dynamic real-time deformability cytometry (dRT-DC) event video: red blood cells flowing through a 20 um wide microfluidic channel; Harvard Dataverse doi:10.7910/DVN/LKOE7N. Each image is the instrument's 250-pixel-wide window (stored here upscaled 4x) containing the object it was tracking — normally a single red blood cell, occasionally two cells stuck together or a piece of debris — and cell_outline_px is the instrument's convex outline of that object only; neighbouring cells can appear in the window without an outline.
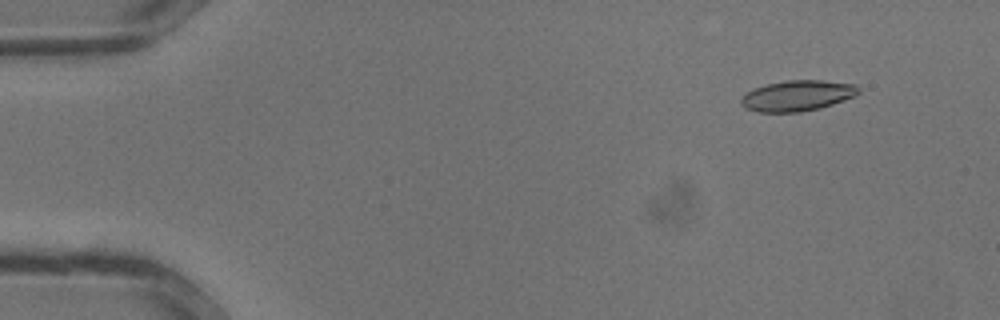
{"species": "common noctule bat (a hibernating species)", "species_latin": "Nyctalus noctula", "temperature_condition": "warm", "stored_images_in_passage": 34, "camera_frame_rate_fps": 3000, "um_per_image_px": 0.085, "animal": {"sex": "male", "body_mass_g": 13.3}, "frame": {"image": 1, "passage_image": 4, "time_ms": 1.0, "image_size_px": [1000, 320], "cell_outline_px": [[860, 92], [856, 96], [820, 108], [800, 112], [760, 112], [744, 108], [740, 104], [740, 100], [752, 88], [768, 84], [788, 80], [820, 80], [856, 84], [860, 88]], "centroid_in_image_um": [67.79, 8.13], "position_along_channel_um": 17.2, "area_um2": 21.04}}
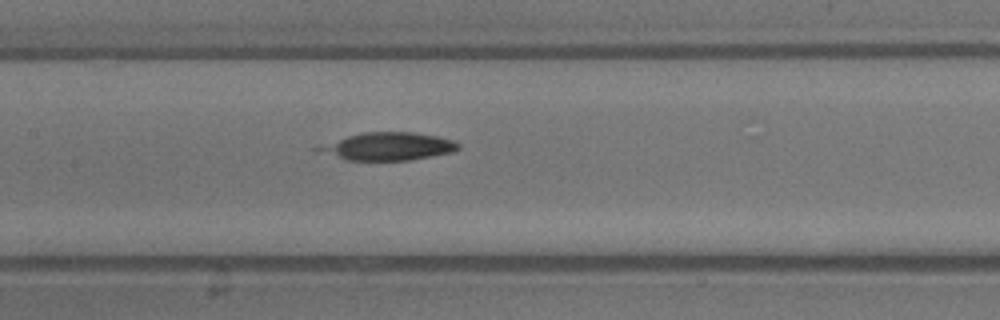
{"frame": {"image": 2, "passage_image": 17, "time_ms": 5.333, "image_size_px": [1000, 320], "cell_outline_px": [[460, 148], [452, 152], [432, 156], [408, 160], [344, 160], [312, 148], [316, 144], [364, 132], [412, 132], [436, 136], [452, 140], [460, 144]], "centroid_in_image_um": [32.92, 12.44], "position_along_channel_um": 174.5, "area_um2": 22.66}}
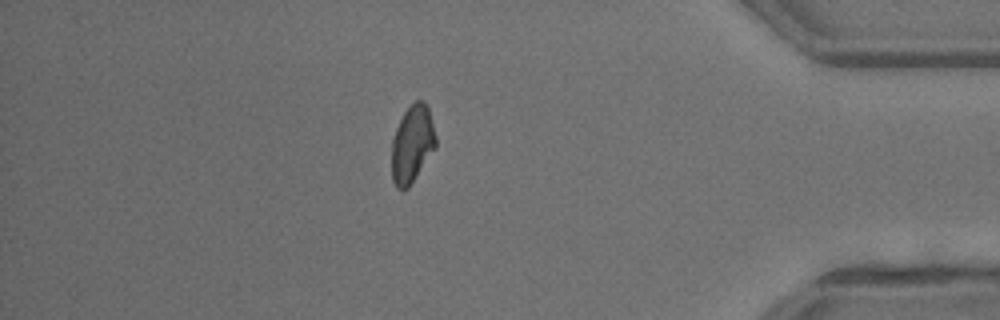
{"frame": {"image": 3, "passage_image": 30, "time_ms": 9.667, "image_size_px": [1000, 320], "cell_outline_px": [[436, 148], [408, 188], [396, 188], [392, 180], [392, 140], [396, 128], [404, 112], [416, 100], [424, 100], [428, 108], [436, 136]], "centroid_in_image_um": [35.04, 12.25], "position_along_channel_um": 400.2, "area_um2": 19.77}}